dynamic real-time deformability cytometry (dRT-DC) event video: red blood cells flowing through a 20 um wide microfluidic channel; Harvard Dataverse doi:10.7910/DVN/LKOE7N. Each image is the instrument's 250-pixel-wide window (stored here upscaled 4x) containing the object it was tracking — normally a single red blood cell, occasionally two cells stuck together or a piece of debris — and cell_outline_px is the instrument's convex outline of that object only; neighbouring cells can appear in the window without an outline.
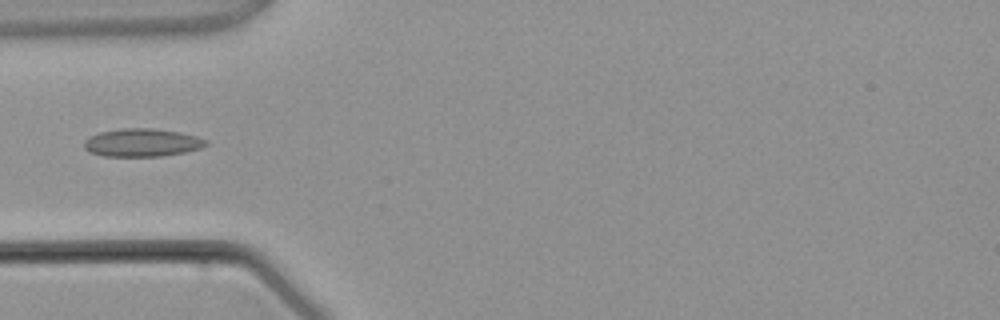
{"species": "common noctule bat (a hibernating species)", "species_latin": "Nyctalus noctula", "temperature_condition": "warm", "stored_images_in_passage": 2, "camera_frame_rate_fps": 3000, "um_per_image_px": 0.085, "animal": {"sex": "male", "body_mass_g": 21.5, "forearm_length_mm": 52.0}, "frame": {"image": 1, "passage_image": 2, "time_ms": 1.333, "image_size_px": [1000, 320], "cell_outline_px": [[208, 144], [200, 148], [184, 152], [160, 156], [104, 156], [88, 152], [84, 148], [84, 140], [88, 136], [100, 132], [124, 128], [152, 128], [180, 132], [196, 136], [208, 140]], "centroid_in_image_um": [12.05, 12.12], "position_along_channel_um": 73.0, "area_um2": 19.94}}